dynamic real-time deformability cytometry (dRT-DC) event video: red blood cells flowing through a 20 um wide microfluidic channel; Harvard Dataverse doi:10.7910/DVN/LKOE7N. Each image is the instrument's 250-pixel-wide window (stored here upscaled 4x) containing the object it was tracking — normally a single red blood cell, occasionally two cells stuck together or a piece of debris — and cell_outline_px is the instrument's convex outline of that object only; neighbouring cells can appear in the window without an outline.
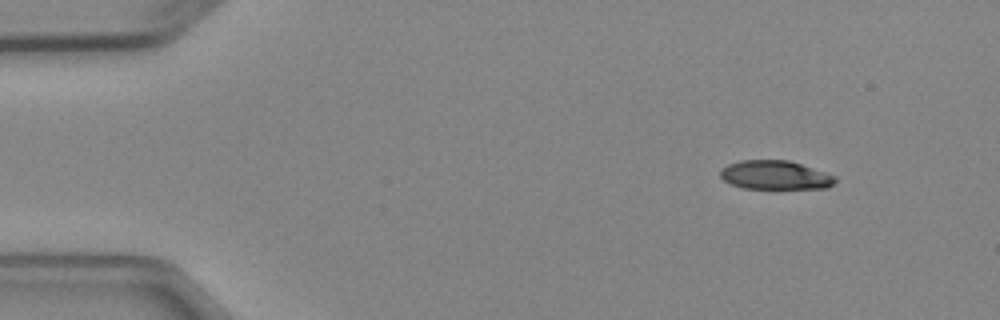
{"species": "Egyptian fruit bat (a non-hibernating species)", "species_latin": "Rousettus aegyptiacus", "temperature_condition": "cold", "stored_images_in_passage": 3, "camera_frame_rate_fps": 3000, "um_per_image_px": 0.085, "animal": {"sex": "female"}, "frame": {"image": 1, "passage_image": 1, "time_ms": 0.0, "image_size_px": [1000, 320], "cell_outline_px": [[836, 180], [828, 188], [744, 188], [732, 184], [724, 180], [720, 176], [720, 168], [728, 164], [740, 160], [788, 160], [836, 176]], "centroid_in_image_um": [65.86, 14.87], "position_along_channel_um": 19.1, "area_um2": 19.13}}
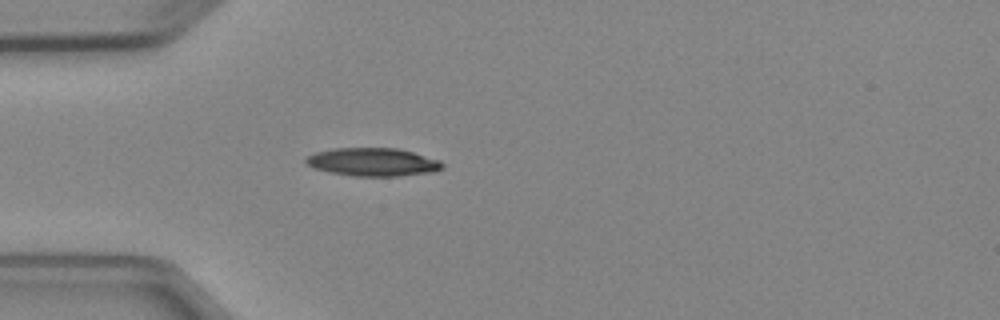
{"frame": {"image": 2, "passage_image": 3, "time_ms": 3.0, "image_size_px": [1000, 320], "cell_outline_px": [[444, 168], [432, 172], [400, 176], [356, 176], [332, 172], [316, 168], [308, 164], [304, 160], [308, 156], [316, 152], [332, 148], [400, 148], [440, 160], [444, 164]], "centroid_in_image_um": [31.75, 13.76], "position_along_channel_um": 53.2, "area_um2": 22.31}}